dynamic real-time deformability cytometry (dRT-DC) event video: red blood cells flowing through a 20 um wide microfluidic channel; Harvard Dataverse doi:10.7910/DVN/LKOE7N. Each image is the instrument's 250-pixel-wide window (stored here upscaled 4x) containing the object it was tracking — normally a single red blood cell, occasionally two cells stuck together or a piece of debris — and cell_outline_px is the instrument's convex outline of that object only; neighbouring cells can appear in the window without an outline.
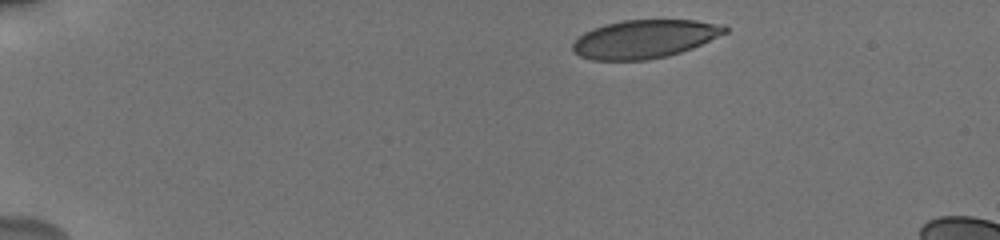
{"species": "human", "species_latin": "Homo sapiens", "temperature_condition": "cold", "stored_images_in_passage": 15, "camera_frame_rate_fps": 3000, "um_per_image_px": 0.085, "donor": {"sex": "male"}, "frame": {"image": 1, "passage_image": 1, "time_ms": 0.0, "image_size_px": [1000, 240], "cell_outline_px": [[728, 32], [692, 48], [668, 56], [648, 60], [592, 60], [580, 56], [572, 48], [572, 44], [584, 32], [592, 28], [604, 24], [624, 20], [696, 20], [724, 24], [728, 28]], "centroid_in_image_um": [54.81, 3.31], "position_along_channel_um": 30.2, "area_um2": 34.04}}
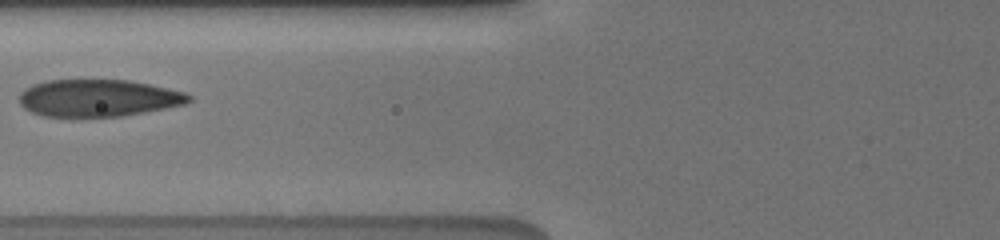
{"frame": {"image": 2, "passage_image": 8, "time_ms": 4.667, "image_size_px": [1000, 240], "cell_outline_px": [[192, 100], [184, 104], [144, 112], [120, 116], [44, 116], [32, 112], [24, 108], [20, 104], [20, 92], [24, 88], [32, 84], [48, 80], [128, 80], [168, 88], [184, 92], [192, 96]], "centroid_in_image_um": [8.33, 8.32], "position_along_channel_um": 117.5, "area_um2": 36.47}}
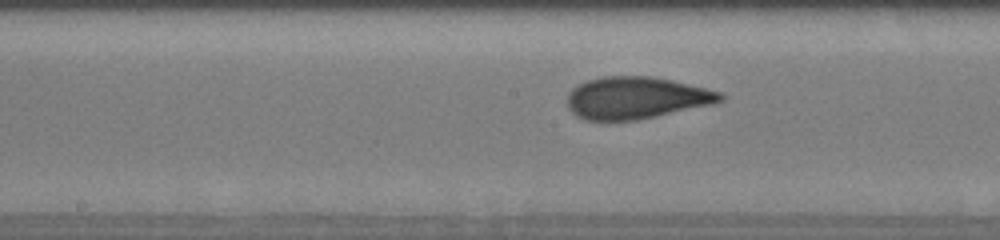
{"frame": {"image": 3, "passage_image": 13, "time_ms": 6.667, "image_size_px": [1000, 240], "cell_outline_px": [[724, 100], [716, 104], [636, 120], [584, 120], [576, 116], [568, 108], [568, 92], [572, 88], [588, 80], [604, 76], [652, 76], [672, 80], [720, 92], [724, 96]], "centroid_in_image_um": [54.08, 8.32], "position_along_channel_um": 194.1, "area_um2": 37.51}}